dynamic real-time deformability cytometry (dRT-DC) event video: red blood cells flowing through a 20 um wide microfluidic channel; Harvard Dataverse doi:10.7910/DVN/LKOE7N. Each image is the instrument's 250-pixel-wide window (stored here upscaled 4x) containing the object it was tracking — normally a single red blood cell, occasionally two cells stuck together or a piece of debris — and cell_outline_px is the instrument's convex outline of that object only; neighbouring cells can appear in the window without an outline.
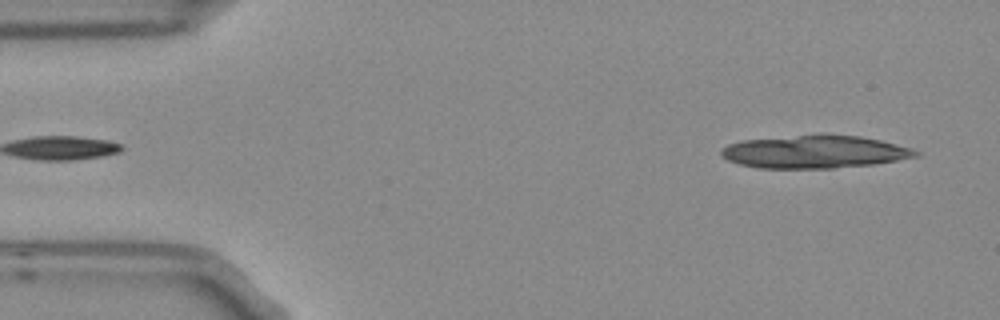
{"species": "Egyptian fruit bat (a non-hibernating species)", "species_latin": "Rousettus aegyptiacus", "temperature_condition": "room temperature", "stored_images_in_passage": 4, "camera_frame_rate_fps": 3000, "um_per_image_px": 0.085, "frame": {"image": 1, "passage_image": 4, "time_ms": 1.0, "image_size_px": [1000, 320], "cell_outline_px": [[920, 156], [872, 164], [832, 168], [760, 168], [740, 164], [728, 160], [720, 152], [720, 148], [728, 144], [744, 140], [820, 132], [824, 132], [860, 136], [880, 140], [912, 148], [920, 152]], "centroid_in_image_um": [69.25, 12.87], "position_along_channel_um": 15.7, "area_um2": 37.8}}